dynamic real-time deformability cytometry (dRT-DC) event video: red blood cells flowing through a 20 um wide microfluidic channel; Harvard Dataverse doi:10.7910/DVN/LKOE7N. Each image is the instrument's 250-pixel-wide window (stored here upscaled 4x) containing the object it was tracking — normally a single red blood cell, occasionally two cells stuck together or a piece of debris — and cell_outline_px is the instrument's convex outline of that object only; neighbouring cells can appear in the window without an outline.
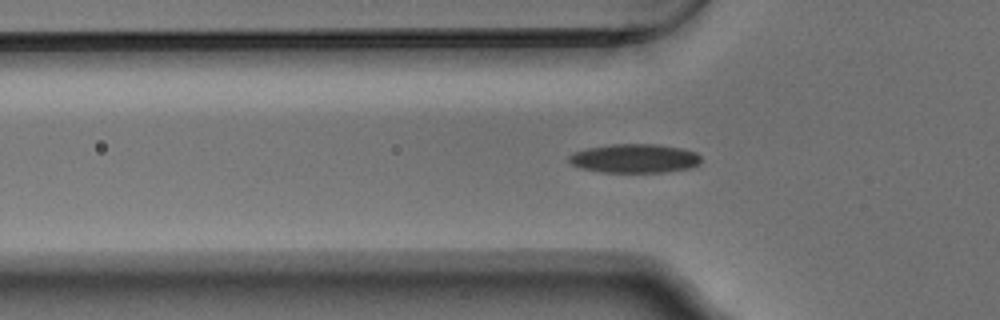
{"species": "Egyptian fruit bat (a non-hibernating species)", "species_latin": "Rousettus aegyptiacus", "temperature_condition": "warm", "stored_images_in_passage": 43, "segment_of_instrument_passage": [1, 2], "camera_frame_rate_fps": 3000, "um_per_image_px": 0.085, "animal": {"sex": "male"}, "frame": {"image": 1, "passage_image": 6, "time_ms": 1.667, "image_size_px": [1000, 320], "cell_outline_px": [[700, 164], [692, 168], [664, 172], [600, 172], [580, 168], [572, 164], [568, 160], [568, 156], [576, 152], [588, 148], [612, 144], [656, 144], [680, 148], [696, 152], [700, 156]], "centroid_in_image_um": [53.96, 13.47], "position_along_channel_um": 71.8, "area_um2": 22.25}}
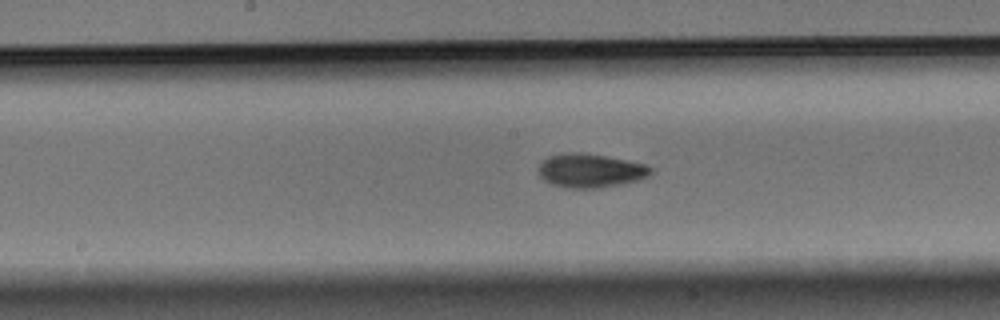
{"frame": {"image": 2, "passage_image": 16, "time_ms": 5.0, "image_size_px": [1000, 320], "cell_outline_px": [[652, 172], [648, 176], [640, 180], [600, 188], [568, 188], [552, 184], [544, 180], [540, 176], [540, 164], [548, 156], [572, 152], [604, 156], [644, 164], [652, 168]], "centroid_in_image_um": [50.19, 14.52], "position_along_channel_um": 198.0, "area_um2": 21.73}}
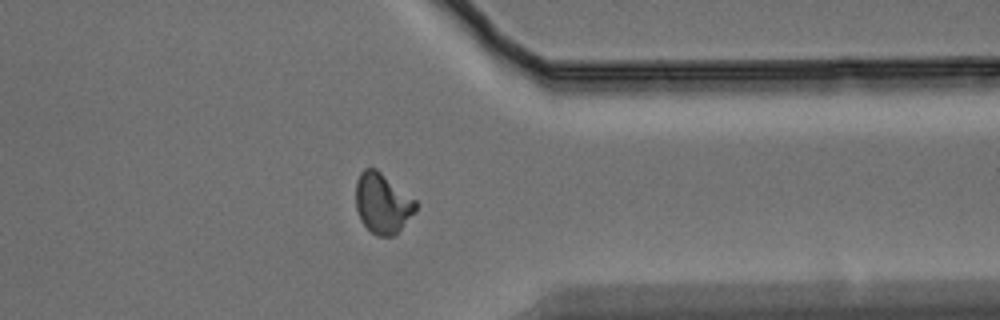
{"frame": {"image": 3, "passage_image": 31, "time_ms": 10.0, "image_size_px": [1000, 320], "cell_outline_px": [[416, 208], [400, 228], [392, 236], [376, 236], [360, 220], [356, 208], [356, 180], [360, 172], [364, 168], [376, 168], [416, 200]], "centroid_in_image_um": [32.47, 17.25], "position_along_channel_um": 378.9, "area_um2": 20.69}}